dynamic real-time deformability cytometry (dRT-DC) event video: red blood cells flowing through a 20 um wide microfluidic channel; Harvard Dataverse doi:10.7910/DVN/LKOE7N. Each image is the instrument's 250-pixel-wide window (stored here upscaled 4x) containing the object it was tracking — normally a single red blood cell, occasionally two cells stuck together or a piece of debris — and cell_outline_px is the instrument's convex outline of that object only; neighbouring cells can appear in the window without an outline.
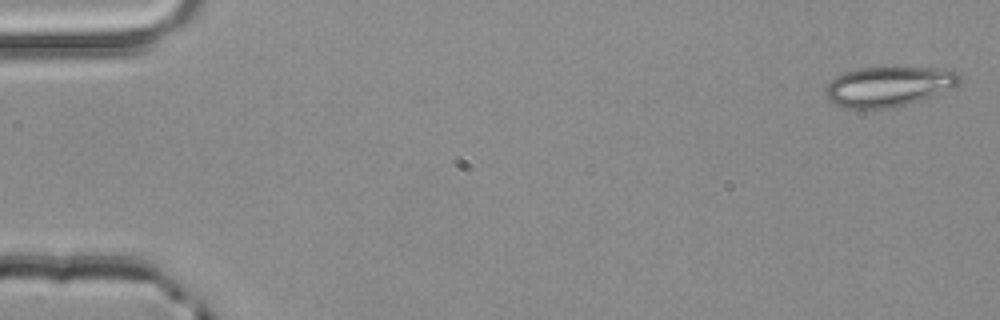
{"species": "common noctule bat (a hibernating species)", "species_latin": "Nyctalus noctula", "temperature_condition": "room temperature", "stored_images_in_passage": 4, "camera_frame_rate_fps": 3000, "um_per_image_px": 0.085, "animal": {"sex": "male", "body_mass_g": 20.4}, "frame": {"image": 1, "passage_image": 1, "time_ms": 0.0, "image_size_px": [1000, 320], "cell_outline_px": [[960, 80], [956, 84], [928, 96], [892, 108], [868, 112], [840, 108], [832, 104], [828, 100], [824, 92], [824, 88], [836, 76], [844, 72], [856, 68], [936, 68], [956, 72], [960, 76]], "centroid_in_image_um": [75.33, 7.4], "position_along_channel_um": 9.7, "area_um2": 31.27}}